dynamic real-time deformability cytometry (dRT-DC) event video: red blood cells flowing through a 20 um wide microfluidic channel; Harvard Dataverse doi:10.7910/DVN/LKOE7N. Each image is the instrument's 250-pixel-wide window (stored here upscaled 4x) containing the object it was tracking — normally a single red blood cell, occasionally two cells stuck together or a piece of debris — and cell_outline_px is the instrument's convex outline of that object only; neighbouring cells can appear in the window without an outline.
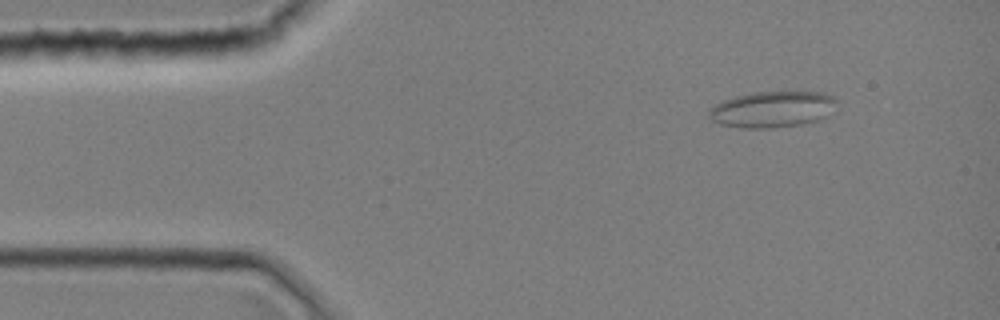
{"species": "common noctule bat (a hibernating species)", "species_latin": "Nyctalus noctula", "temperature_condition": "room temperature", "stored_images_in_passage": 11, "camera_frame_rate_fps": 3000, "um_per_image_px": 0.085, "animal": {"sex": "female", "body_mass_g": 19.0, "forearm_length_mm": 51.5}, "frame": {"image": 1, "passage_image": 5, "time_ms": 1.333, "image_size_px": [1000, 320], "cell_outline_px": [[836, 112], [820, 120], [800, 124], [772, 128], [740, 128], [720, 124], [712, 120], [708, 116], [708, 112], [716, 104], [724, 100], [736, 96], [752, 92], [820, 92], [832, 96], [836, 100]], "centroid_in_image_um": [65.7, 9.3], "position_along_channel_um": 19.3, "area_um2": 27.11}}